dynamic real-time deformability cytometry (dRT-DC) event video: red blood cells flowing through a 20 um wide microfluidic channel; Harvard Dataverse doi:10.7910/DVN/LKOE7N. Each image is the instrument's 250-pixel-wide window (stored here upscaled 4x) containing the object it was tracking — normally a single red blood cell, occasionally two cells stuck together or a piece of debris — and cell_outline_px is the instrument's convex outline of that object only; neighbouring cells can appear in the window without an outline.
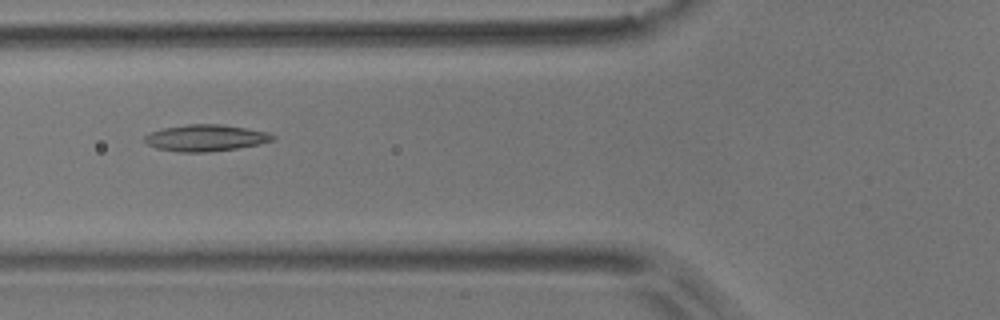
{"species": "common noctule bat (a hibernating species)", "species_latin": "Nyctalus noctula", "temperature_condition": "room temperature", "stored_images_in_passage": 5, "camera_frame_rate_fps": 3000, "um_per_image_px": 0.085, "animal": {"sex": "male", "body_mass_g": 17.9}, "frame": {"image": 1, "passage_image": 3, "time_ms": 0.667, "image_size_px": [1000, 320], "cell_outline_px": [[276, 140], [260, 144], [236, 148], [208, 152], [180, 152], [156, 148], [148, 144], [144, 140], [144, 136], [148, 132], [160, 128], [188, 124], [224, 124], [248, 128], [268, 132], [276, 136]], "centroid_in_image_um": [17.49, 11.71], "position_along_channel_um": 108.3, "area_um2": 20.11}}
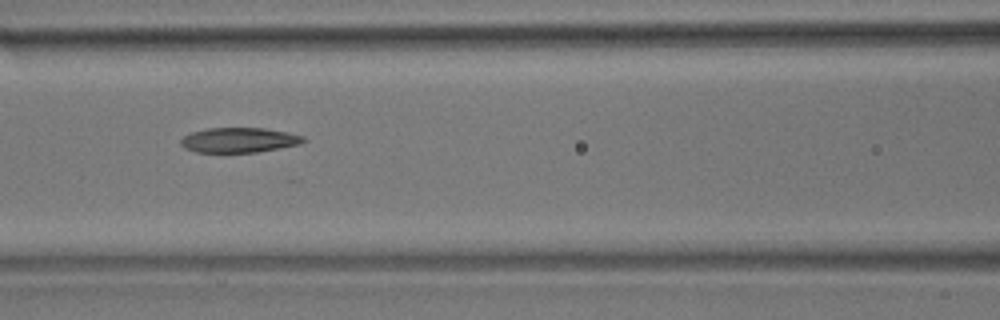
{"frame": {"image": 2, "passage_image": 4, "time_ms": 1.0, "image_size_px": [1000, 320], "cell_outline_px": [[308, 140], [300, 144], [280, 148], [256, 152], [196, 152], [184, 148], [180, 144], [180, 140], [184, 136], [192, 132], [208, 128], [264, 128], [304, 136]], "centroid_in_image_um": [20.32, 11.91], "position_along_channel_um": 146.3, "area_um2": 17.74}}
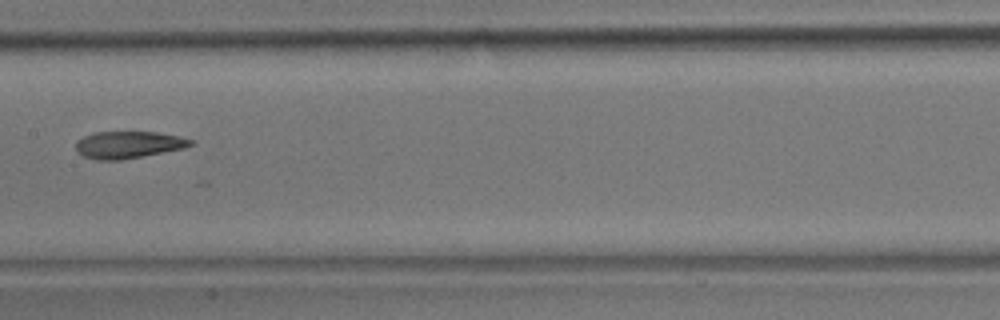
{"frame": {"image": 3, "passage_image": 5, "time_ms": 1.333, "image_size_px": [1000, 320], "cell_outline_px": [[196, 144], [184, 148], [144, 156], [120, 160], [96, 160], [84, 156], [76, 152], [76, 140], [92, 132], [156, 132], [180, 136], [192, 140]], "centroid_in_image_um": [10.9, 12.3], "position_along_channel_um": 196.5, "area_um2": 18.26}}